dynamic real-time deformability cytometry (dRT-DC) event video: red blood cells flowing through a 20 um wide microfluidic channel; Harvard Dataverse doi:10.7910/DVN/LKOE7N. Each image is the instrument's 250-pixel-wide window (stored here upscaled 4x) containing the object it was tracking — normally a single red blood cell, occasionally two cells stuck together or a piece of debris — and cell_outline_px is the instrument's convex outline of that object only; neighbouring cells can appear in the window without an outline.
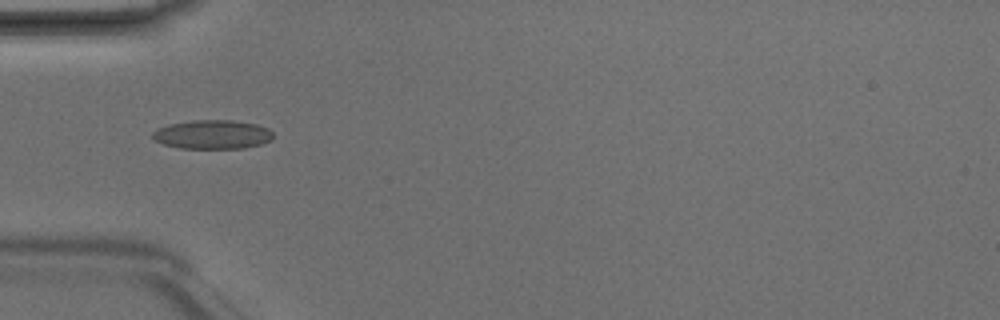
{"species": "Egyptian fruit bat (a non-hibernating species)", "species_latin": "Rousettus aegyptiacus", "temperature_condition": "room temperature", "stored_images_in_passage": 3, "camera_frame_rate_fps": 3000, "um_per_image_px": 0.085, "animal": {"sex": "male"}, "frame": {"image": 1, "passage_image": 3, "time_ms": 0.667, "image_size_px": [1000, 320], "cell_outline_px": [[272, 140], [260, 144], [244, 148], [180, 148], [164, 144], [156, 140], [152, 136], [152, 132], [156, 128], [168, 124], [192, 120], [232, 120], [256, 124], [268, 128], [272, 132]], "centroid_in_image_um": [18.05, 11.42], "position_along_channel_um": 67.0, "area_um2": 20.35}}